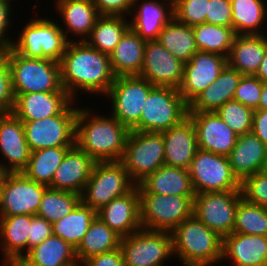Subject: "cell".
<instances>
[{
  "instance_id": "1",
  "label": "cell",
  "mask_w": 267,
  "mask_h": 266,
  "mask_svg": "<svg viewBox=\"0 0 267 266\" xmlns=\"http://www.w3.org/2000/svg\"><path fill=\"white\" fill-rule=\"evenodd\" d=\"M59 63L62 87L74 101L80 90V93L106 96L115 79L109 55L94 49L86 41L68 42Z\"/></svg>"
},
{
  "instance_id": "2",
  "label": "cell",
  "mask_w": 267,
  "mask_h": 266,
  "mask_svg": "<svg viewBox=\"0 0 267 266\" xmlns=\"http://www.w3.org/2000/svg\"><path fill=\"white\" fill-rule=\"evenodd\" d=\"M108 115H98L89 107L77 111L75 144L96 162L120 161L130 133L115 117Z\"/></svg>"
},
{
  "instance_id": "3",
  "label": "cell",
  "mask_w": 267,
  "mask_h": 266,
  "mask_svg": "<svg viewBox=\"0 0 267 266\" xmlns=\"http://www.w3.org/2000/svg\"><path fill=\"white\" fill-rule=\"evenodd\" d=\"M173 257L183 266H213L222 260V237L194 214L171 231Z\"/></svg>"
},
{
  "instance_id": "4",
  "label": "cell",
  "mask_w": 267,
  "mask_h": 266,
  "mask_svg": "<svg viewBox=\"0 0 267 266\" xmlns=\"http://www.w3.org/2000/svg\"><path fill=\"white\" fill-rule=\"evenodd\" d=\"M6 61L11 71L14 94L57 92L61 84L60 63L48 58H28L8 50Z\"/></svg>"
},
{
  "instance_id": "5",
  "label": "cell",
  "mask_w": 267,
  "mask_h": 266,
  "mask_svg": "<svg viewBox=\"0 0 267 266\" xmlns=\"http://www.w3.org/2000/svg\"><path fill=\"white\" fill-rule=\"evenodd\" d=\"M58 22L47 17H33L20 29L12 49L28 58H48L60 62L69 41Z\"/></svg>"
},
{
  "instance_id": "6",
  "label": "cell",
  "mask_w": 267,
  "mask_h": 266,
  "mask_svg": "<svg viewBox=\"0 0 267 266\" xmlns=\"http://www.w3.org/2000/svg\"><path fill=\"white\" fill-rule=\"evenodd\" d=\"M189 105L177 88L155 86L148 94L139 123L132 129L162 133L188 117Z\"/></svg>"
},
{
  "instance_id": "7",
  "label": "cell",
  "mask_w": 267,
  "mask_h": 266,
  "mask_svg": "<svg viewBox=\"0 0 267 266\" xmlns=\"http://www.w3.org/2000/svg\"><path fill=\"white\" fill-rule=\"evenodd\" d=\"M136 185L120 161L96 162L80 200L98 211L113 199L131 192Z\"/></svg>"
},
{
  "instance_id": "8",
  "label": "cell",
  "mask_w": 267,
  "mask_h": 266,
  "mask_svg": "<svg viewBox=\"0 0 267 266\" xmlns=\"http://www.w3.org/2000/svg\"><path fill=\"white\" fill-rule=\"evenodd\" d=\"M194 197L140 193L141 228L171 232L193 215Z\"/></svg>"
},
{
  "instance_id": "9",
  "label": "cell",
  "mask_w": 267,
  "mask_h": 266,
  "mask_svg": "<svg viewBox=\"0 0 267 266\" xmlns=\"http://www.w3.org/2000/svg\"><path fill=\"white\" fill-rule=\"evenodd\" d=\"M164 149L162 133L130 130L120 162L139 184L164 165Z\"/></svg>"
},
{
  "instance_id": "10",
  "label": "cell",
  "mask_w": 267,
  "mask_h": 266,
  "mask_svg": "<svg viewBox=\"0 0 267 266\" xmlns=\"http://www.w3.org/2000/svg\"><path fill=\"white\" fill-rule=\"evenodd\" d=\"M75 103L76 101L61 114L41 120L22 121L30 151L75 145L78 111Z\"/></svg>"
},
{
  "instance_id": "11",
  "label": "cell",
  "mask_w": 267,
  "mask_h": 266,
  "mask_svg": "<svg viewBox=\"0 0 267 266\" xmlns=\"http://www.w3.org/2000/svg\"><path fill=\"white\" fill-rule=\"evenodd\" d=\"M154 87L139 75L115 77L106 94L111 100V115L132 130L139 123L145 101Z\"/></svg>"
},
{
  "instance_id": "12",
  "label": "cell",
  "mask_w": 267,
  "mask_h": 266,
  "mask_svg": "<svg viewBox=\"0 0 267 266\" xmlns=\"http://www.w3.org/2000/svg\"><path fill=\"white\" fill-rule=\"evenodd\" d=\"M120 248L124 266H163L173 256L172 236L167 231L141 228L122 237Z\"/></svg>"
},
{
  "instance_id": "13",
  "label": "cell",
  "mask_w": 267,
  "mask_h": 266,
  "mask_svg": "<svg viewBox=\"0 0 267 266\" xmlns=\"http://www.w3.org/2000/svg\"><path fill=\"white\" fill-rule=\"evenodd\" d=\"M189 173L195 194L240 190L227 156L198 149Z\"/></svg>"
},
{
  "instance_id": "14",
  "label": "cell",
  "mask_w": 267,
  "mask_h": 266,
  "mask_svg": "<svg viewBox=\"0 0 267 266\" xmlns=\"http://www.w3.org/2000/svg\"><path fill=\"white\" fill-rule=\"evenodd\" d=\"M241 190L195 194L193 214L222 238L233 233Z\"/></svg>"
},
{
  "instance_id": "15",
  "label": "cell",
  "mask_w": 267,
  "mask_h": 266,
  "mask_svg": "<svg viewBox=\"0 0 267 266\" xmlns=\"http://www.w3.org/2000/svg\"><path fill=\"white\" fill-rule=\"evenodd\" d=\"M48 186L37 183L22 172L9 173L0 188V217L36 215Z\"/></svg>"
},
{
  "instance_id": "16",
  "label": "cell",
  "mask_w": 267,
  "mask_h": 266,
  "mask_svg": "<svg viewBox=\"0 0 267 266\" xmlns=\"http://www.w3.org/2000/svg\"><path fill=\"white\" fill-rule=\"evenodd\" d=\"M227 57L216 53L197 51L184 64L183 80L178 91L189 105L220 75L227 65Z\"/></svg>"
},
{
  "instance_id": "17",
  "label": "cell",
  "mask_w": 267,
  "mask_h": 266,
  "mask_svg": "<svg viewBox=\"0 0 267 266\" xmlns=\"http://www.w3.org/2000/svg\"><path fill=\"white\" fill-rule=\"evenodd\" d=\"M184 64L158 41H146L144 61L139 76L154 86L179 88L184 74Z\"/></svg>"
},
{
  "instance_id": "18",
  "label": "cell",
  "mask_w": 267,
  "mask_h": 266,
  "mask_svg": "<svg viewBox=\"0 0 267 266\" xmlns=\"http://www.w3.org/2000/svg\"><path fill=\"white\" fill-rule=\"evenodd\" d=\"M197 136L198 149L228 156L236 145L234 133L216 112H188Z\"/></svg>"
},
{
  "instance_id": "19",
  "label": "cell",
  "mask_w": 267,
  "mask_h": 266,
  "mask_svg": "<svg viewBox=\"0 0 267 266\" xmlns=\"http://www.w3.org/2000/svg\"><path fill=\"white\" fill-rule=\"evenodd\" d=\"M12 113L21 121L41 120L63 113L74 100L62 88L57 92L14 94Z\"/></svg>"
},
{
  "instance_id": "20",
  "label": "cell",
  "mask_w": 267,
  "mask_h": 266,
  "mask_svg": "<svg viewBox=\"0 0 267 266\" xmlns=\"http://www.w3.org/2000/svg\"><path fill=\"white\" fill-rule=\"evenodd\" d=\"M30 153L23 122L13 113L0 115V154L8 161L2 162L5 168L10 173L22 172Z\"/></svg>"
},
{
  "instance_id": "21",
  "label": "cell",
  "mask_w": 267,
  "mask_h": 266,
  "mask_svg": "<svg viewBox=\"0 0 267 266\" xmlns=\"http://www.w3.org/2000/svg\"><path fill=\"white\" fill-rule=\"evenodd\" d=\"M130 16V27L143 40H157L160 32L174 17L173 0H134Z\"/></svg>"
},
{
  "instance_id": "22",
  "label": "cell",
  "mask_w": 267,
  "mask_h": 266,
  "mask_svg": "<svg viewBox=\"0 0 267 266\" xmlns=\"http://www.w3.org/2000/svg\"><path fill=\"white\" fill-rule=\"evenodd\" d=\"M96 161L76 144L73 145L55 171L49 188L81 195Z\"/></svg>"
},
{
  "instance_id": "23",
  "label": "cell",
  "mask_w": 267,
  "mask_h": 266,
  "mask_svg": "<svg viewBox=\"0 0 267 266\" xmlns=\"http://www.w3.org/2000/svg\"><path fill=\"white\" fill-rule=\"evenodd\" d=\"M99 217L119 236L125 237L141 229L140 193L136 186L128 194L113 199L97 211Z\"/></svg>"
},
{
  "instance_id": "24",
  "label": "cell",
  "mask_w": 267,
  "mask_h": 266,
  "mask_svg": "<svg viewBox=\"0 0 267 266\" xmlns=\"http://www.w3.org/2000/svg\"><path fill=\"white\" fill-rule=\"evenodd\" d=\"M231 266H267V236L231 233L222 238V258Z\"/></svg>"
},
{
  "instance_id": "25",
  "label": "cell",
  "mask_w": 267,
  "mask_h": 266,
  "mask_svg": "<svg viewBox=\"0 0 267 266\" xmlns=\"http://www.w3.org/2000/svg\"><path fill=\"white\" fill-rule=\"evenodd\" d=\"M164 141V164L189 170L198 150L196 129L187 117L180 124L162 132Z\"/></svg>"
},
{
  "instance_id": "26",
  "label": "cell",
  "mask_w": 267,
  "mask_h": 266,
  "mask_svg": "<svg viewBox=\"0 0 267 266\" xmlns=\"http://www.w3.org/2000/svg\"><path fill=\"white\" fill-rule=\"evenodd\" d=\"M55 6L64 24H60L61 29L69 42L73 41L70 34L76 36L75 41H85L101 16L92 0H56Z\"/></svg>"
},
{
  "instance_id": "27",
  "label": "cell",
  "mask_w": 267,
  "mask_h": 266,
  "mask_svg": "<svg viewBox=\"0 0 267 266\" xmlns=\"http://www.w3.org/2000/svg\"><path fill=\"white\" fill-rule=\"evenodd\" d=\"M227 157L234 176L241 183L252 174L264 170L267 147L251 131L238 136L235 147Z\"/></svg>"
},
{
  "instance_id": "28",
  "label": "cell",
  "mask_w": 267,
  "mask_h": 266,
  "mask_svg": "<svg viewBox=\"0 0 267 266\" xmlns=\"http://www.w3.org/2000/svg\"><path fill=\"white\" fill-rule=\"evenodd\" d=\"M136 186L139 193L195 197L189 170L165 164Z\"/></svg>"
},
{
  "instance_id": "29",
  "label": "cell",
  "mask_w": 267,
  "mask_h": 266,
  "mask_svg": "<svg viewBox=\"0 0 267 266\" xmlns=\"http://www.w3.org/2000/svg\"><path fill=\"white\" fill-rule=\"evenodd\" d=\"M34 215L20 214L0 217V249L3 264L22 259L28 252V236Z\"/></svg>"
},
{
  "instance_id": "30",
  "label": "cell",
  "mask_w": 267,
  "mask_h": 266,
  "mask_svg": "<svg viewBox=\"0 0 267 266\" xmlns=\"http://www.w3.org/2000/svg\"><path fill=\"white\" fill-rule=\"evenodd\" d=\"M243 75L228 64L219 77L201 92L190 104L188 112H215L233 100L235 90Z\"/></svg>"
},
{
  "instance_id": "31",
  "label": "cell",
  "mask_w": 267,
  "mask_h": 266,
  "mask_svg": "<svg viewBox=\"0 0 267 266\" xmlns=\"http://www.w3.org/2000/svg\"><path fill=\"white\" fill-rule=\"evenodd\" d=\"M146 41L131 27L110 53V66L115 77L139 75L144 61Z\"/></svg>"
},
{
  "instance_id": "32",
  "label": "cell",
  "mask_w": 267,
  "mask_h": 266,
  "mask_svg": "<svg viewBox=\"0 0 267 266\" xmlns=\"http://www.w3.org/2000/svg\"><path fill=\"white\" fill-rule=\"evenodd\" d=\"M267 50V34L236 35L227 63L242 75H255Z\"/></svg>"
},
{
  "instance_id": "33",
  "label": "cell",
  "mask_w": 267,
  "mask_h": 266,
  "mask_svg": "<svg viewBox=\"0 0 267 266\" xmlns=\"http://www.w3.org/2000/svg\"><path fill=\"white\" fill-rule=\"evenodd\" d=\"M21 260L27 266H79L75 249L54 235L29 250Z\"/></svg>"
},
{
  "instance_id": "34",
  "label": "cell",
  "mask_w": 267,
  "mask_h": 266,
  "mask_svg": "<svg viewBox=\"0 0 267 266\" xmlns=\"http://www.w3.org/2000/svg\"><path fill=\"white\" fill-rule=\"evenodd\" d=\"M230 1L232 24L236 35L267 34L265 33L267 30L265 28V20L267 21L266 2L263 0Z\"/></svg>"
},
{
  "instance_id": "35",
  "label": "cell",
  "mask_w": 267,
  "mask_h": 266,
  "mask_svg": "<svg viewBox=\"0 0 267 266\" xmlns=\"http://www.w3.org/2000/svg\"><path fill=\"white\" fill-rule=\"evenodd\" d=\"M96 216V210L80 201L68 215L52 223V235L76 249Z\"/></svg>"
},
{
  "instance_id": "36",
  "label": "cell",
  "mask_w": 267,
  "mask_h": 266,
  "mask_svg": "<svg viewBox=\"0 0 267 266\" xmlns=\"http://www.w3.org/2000/svg\"><path fill=\"white\" fill-rule=\"evenodd\" d=\"M121 238V236L96 216L82 241L75 249L78 263L80 264L83 260L93 255L112 251L120 247Z\"/></svg>"
},
{
  "instance_id": "37",
  "label": "cell",
  "mask_w": 267,
  "mask_h": 266,
  "mask_svg": "<svg viewBox=\"0 0 267 266\" xmlns=\"http://www.w3.org/2000/svg\"><path fill=\"white\" fill-rule=\"evenodd\" d=\"M157 40L183 63L189 62L198 51L192 26L180 23L174 17L160 32Z\"/></svg>"
},
{
  "instance_id": "38",
  "label": "cell",
  "mask_w": 267,
  "mask_h": 266,
  "mask_svg": "<svg viewBox=\"0 0 267 266\" xmlns=\"http://www.w3.org/2000/svg\"><path fill=\"white\" fill-rule=\"evenodd\" d=\"M126 18L128 17L101 15L85 41L101 53L110 55L130 27V22Z\"/></svg>"
},
{
  "instance_id": "39",
  "label": "cell",
  "mask_w": 267,
  "mask_h": 266,
  "mask_svg": "<svg viewBox=\"0 0 267 266\" xmlns=\"http://www.w3.org/2000/svg\"><path fill=\"white\" fill-rule=\"evenodd\" d=\"M71 147H53L31 151L27 166L22 173L29 179L49 186L55 171Z\"/></svg>"
},
{
  "instance_id": "40",
  "label": "cell",
  "mask_w": 267,
  "mask_h": 266,
  "mask_svg": "<svg viewBox=\"0 0 267 266\" xmlns=\"http://www.w3.org/2000/svg\"><path fill=\"white\" fill-rule=\"evenodd\" d=\"M198 51L220 54L228 58L236 33L233 27L209 23L192 26Z\"/></svg>"
},
{
  "instance_id": "41",
  "label": "cell",
  "mask_w": 267,
  "mask_h": 266,
  "mask_svg": "<svg viewBox=\"0 0 267 266\" xmlns=\"http://www.w3.org/2000/svg\"><path fill=\"white\" fill-rule=\"evenodd\" d=\"M80 201V195L74 192L48 187L36 215L53 223L68 215Z\"/></svg>"
},
{
  "instance_id": "42",
  "label": "cell",
  "mask_w": 267,
  "mask_h": 266,
  "mask_svg": "<svg viewBox=\"0 0 267 266\" xmlns=\"http://www.w3.org/2000/svg\"><path fill=\"white\" fill-rule=\"evenodd\" d=\"M233 232L267 236V208L241 198Z\"/></svg>"
},
{
  "instance_id": "43",
  "label": "cell",
  "mask_w": 267,
  "mask_h": 266,
  "mask_svg": "<svg viewBox=\"0 0 267 266\" xmlns=\"http://www.w3.org/2000/svg\"><path fill=\"white\" fill-rule=\"evenodd\" d=\"M215 112L238 136L252 131L254 112L252 108L233 99L223 104Z\"/></svg>"
},
{
  "instance_id": "44",
  "label": "cell",
  "mask_w": 267,
  "mask_h": 266,
  "mask_svg": "<svg viewBox=\"0 0 267 266\" xmlns=\"http://www.w3.org/2000/svg\"><path fill=\"white\" fill-rule=\"evenodd\" d=\"M210 0H173L174 18L188 26L206 22Z\"/></svg>"
},
{
  "instance_id": "45",
  "label": "cell",
  "mask_w": 267,
  "mask_h": 266,
  "mask_svg": "<svg viewBox=\"0 0 267 266\" xmlns=\"http://www.w3.org/2000/svg\"><path fill=\"white\" fill-rule=\"evenodd\" d=\"M240 190L247 202L267 208V173L264 170L244 179Z\"/></svg>"
},
{
  "instance_id": "46",
  "label": "cell",
  "mask_w": 267,
  "mask_h": 266,
  "mask_svg": "<svg viewBox=\"0 0 267 266\" xmlns=\"http://www.w3.org/2000/svg\"><path fill=\"white\" fill-rule=\"evenodd\" d=\"M263 82L255 75H243L235 90L233 99L256 110L259 107Z\"/></svg>"
},
{
  "instance_id": "47",
  "label": "cell",
  "mask_w": 267,
  "mask_h": 266,
  "mask_svg": "<svg viewBox=\"0 0 267 266\" xmlns=\"http://www.w3.org/2000/svg\"><path fill=\"white\" fill-rule=\"evenodd\" d=\"M206 23L224 27H233L231 1L210 0L208 2V13H206Z\"/></svg>"
},
{
  "instance_id": "48",
  "label": "cell",
  "mask_w": 267,
  "mask_h": 266,
  "mask_svg": "<svg viewBox=\"0 0 267 266\" xmlns=\"http://www.w3.org/2000/svg\"><path fill=\"white\" fill-rule=\"evenodd\" d=\"M15 96L12 90L11 71L5 61L0 66V115L12 113Z\"/></svg>"
},
{
  "instance_id": "49",
  "label": "cell",
  "mask_w": 267,
  "mask_h": 266,
  "mask_svg": "<svg viewBox=\"0 0 267 266\" xmlns=\"http://www.w3.org/2000/svg\"><path fill=\"white\" fill-rule=\"evenodd\" d=\"M100 15L129 17L134 0H92Z\"/></svg>"
},
{
  "instance_id": "50",
  "label": "cell",
  "mask_w": 267,
  "mask_h": 266,
  "mask_svg": "<svg viewBox=\"0 0 267 266\" xmlns=\"http://www.w3.org/2000/svg\"><path fill=\"white\" fill-rule=\"evenodd\" d=\"M52 235V223L46 219L34 215L30 224V234L28 236V251L46 240Z\"/></svg>"
},
{
  "instance_id": "51",
  "label": "cell",
  "mask_w": 267,
  "mask_h": 266,
  "mask_svg": "<svg viewBox=\"0 0 267 266\" xmlns=\"http://www.w3.org/2000/svg\"><path fill=\"white\" fill-rule=\"evenodd\" d=\"M79 266H124L121 248L93 255L83 260Z\"/></svg>"
},
{
  "instance_id": "52",
  "label": "cell",
  "mask_w": 267,
  "mask_h": 266,
  "mask_svg": "<svg viewBox=\"0 0 267 266\" xmlns=\"http://www.w3.org/2000/svg\"><path fill=\"white\" fill-rule=\"evenodd\" d=\"M12 7L10 1L0 0V44L7 46L9 49L12 48L14 43V40L7 35V32L10 31L9 27H12L11 24H13L11 23L13 21L11 19L13 17Z\"/></svg>"
},
{
  "instance_id": "53",
  "label": "cell",
  "mask_w": 267,
  "mask_h": 266,
  "mask_svg": "<svg viewBox=\"0 0 267 266\" xmlns=\"http://www.w3.org/2000/svg\"><path fill=\"white\" fill-rule=\"evenodd\" d=\"M252 132L267 147V110L256 109L253 112Z\"/></svg>"
},
{
  "instance_id": "54",
  "label": "cell",
  "mask_w": 267,
  "mask_h": 266,
  "mask_svg": "<svg viewBox=\"0 0 267 266\" xmlns=\"http://www.w3.org/2000/svg\"><path fill=\"white\" fill-rule=\"evenodd\" d=\"M255 76L258 79H260L263 83L267 82V50L265 51L263 60L261 61V64Z\"/></svg>"
},
{
  "instance_id": "55",
  "label": "cell",
  "mask_w": 267,
  "mask_h": 266,
  "mask_svg": "<svg viewBox=\"0 0 267 266\" xmlns=\"http://www.w3.org/2000/svg\"><path fill=\"white\" fill-rule=\"evenodd\" d=\"M257 109L267 110V82L263 83L259 107Z\"/></svg>"
},
{
  "instance_id": "56",
  "label": "cell",
  "mask_w": 267,
  "mask_h": 266,
  "mask_svg": "<svg viewBox=\"0 0 267 266\" xmlns=\"http://www.w3.org/2000/svg\"><path fill=\"white\" fill-rule=\"evenodd\" d=\"M10 172L5 168V166L0 162V188L5 182L6 177Z\"/></svg>"
},
{
  "instance_id": "57",
  "label": "cell",
  "mask_w": 267,
  "mask_h": 266,
  "mask_svg": "<svg viewBox=\"0 0 267 266\" xmlns=\"http://www.w3.org/2000/svg\"><path fill=\"white\" fill-rule=\"evenodd\" d=\"M9 48L0 44V66L6 61Z\"/></svg>"
},
{
  "instance_id": "58",
  "label": "cell",
  "mask_w": 267,
  "mask_h": 266,
  "mask_svg": "<svg viewBox=\"0 0 267 266\" xmlns=\"http://www.w3.org/2000/svg\"><path fill=\"white\" fill-rule=\"evenodd\" d=\"M5 266H27L21 259L7 263Z\"/></svg>"
},
{
  "instance_id": "59",
  "label": "cell",
  "mask_w": 267,
  "mask_h": 266,
  "mask_svg": "<svg viewBox=\"0 0 267 266\" xmlns=\"http://www.w3.org/2000/svg\"><path fill=\"white\" fill-rule=\"evenodd\" d=\"M264 171L267 173V161H266V165H265Z\"/></svg>"
}]
</instances>
